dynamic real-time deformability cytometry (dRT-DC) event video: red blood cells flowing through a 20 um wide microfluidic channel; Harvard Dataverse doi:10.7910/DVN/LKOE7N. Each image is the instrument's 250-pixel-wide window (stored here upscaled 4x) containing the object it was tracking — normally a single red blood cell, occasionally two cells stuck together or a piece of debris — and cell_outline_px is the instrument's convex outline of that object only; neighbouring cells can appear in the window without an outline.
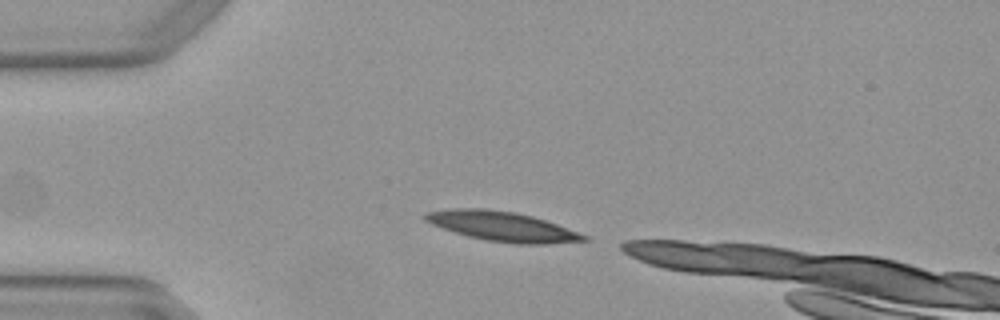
{"species": "Egyptian fruit bat (a non-hibernating species)", "species_latin": "Rousettus aegyptiacus", "temperature_condition": "warm", "stored_images_in_passage": 2, "camera_frame_rate_fps": 3000, "um_per_image_px": 0.085, "animal": {"sex": "female"}, "frame": {"image": 1, "passage_image": 1, "time_ms": 0.0, "image_size_px": [1000, 320], "cell_outline_px": [[592, 240], [544, 244], [516, 244], [488, 240], [468, 236], [432, 224], [424, 220], [424, 212], [452, 208], [488, 208], [516, 212], [532, 216], [556, 224], [588, 236]], "centroid_in_image_um": [42.69, 19.23], "position_along_channel_um": 42.3, "area_um2": 27.28}}